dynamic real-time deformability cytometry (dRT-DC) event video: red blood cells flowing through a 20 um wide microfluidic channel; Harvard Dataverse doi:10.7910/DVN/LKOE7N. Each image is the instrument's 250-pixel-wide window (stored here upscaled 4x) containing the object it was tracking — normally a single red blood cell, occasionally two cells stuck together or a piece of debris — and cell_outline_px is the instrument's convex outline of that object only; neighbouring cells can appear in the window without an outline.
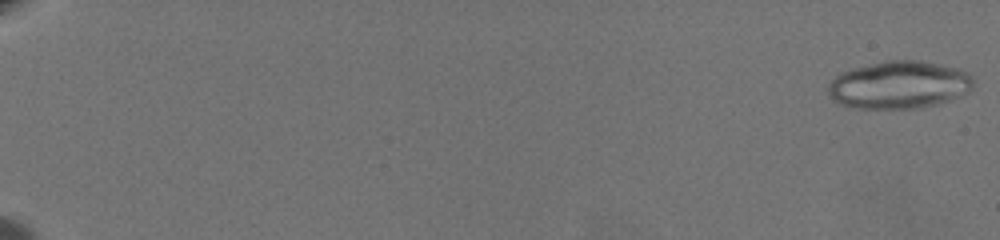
{"species": "common noctule bat (a hibernating species)", "species_latin": "Nyctalus noctula", "temperature_condition": "warm", "stored_images_in_passage": 12, "camera_frame_rate_fps": 3000, "um_per_image_px": 0.085, "animal": {"sex": "female", "body_mass_g": 19.5, "forearm_length_mm": 54.1}, "frame": {"image": 1, "passage_image": 1, "time_ms": 0.0, "image_size_px": [1000, 240], "cell_outline_px": [[972, 88], [968, 92], [960, 96], [936, 104], [920, 108], [856, 108], [840, 104], [828, 96], [828, 84], [840, 72], [852, 68], [884, 60], [920, 60], [960, 68], [968, 72], [972, 76]], "centroid_in_image_um": [76.42, 7.2], "position_along_channel_um": 8.6, "area_um2": 40.58}}